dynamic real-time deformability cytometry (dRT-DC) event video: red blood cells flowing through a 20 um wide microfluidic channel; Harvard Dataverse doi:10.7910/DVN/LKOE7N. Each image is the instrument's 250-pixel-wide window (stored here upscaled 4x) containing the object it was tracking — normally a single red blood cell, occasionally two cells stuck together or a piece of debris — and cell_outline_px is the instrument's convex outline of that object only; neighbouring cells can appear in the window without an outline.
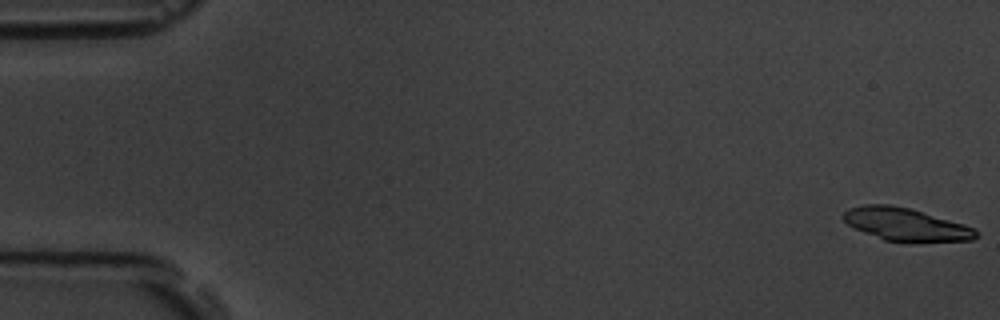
{"species": "common noctule bat (a hibernating species)", "species_latin": "Nyctalus noctula", "temperature_condition": "room temperature", "stored_images_in_passage": 8, "camera_frame_rate_fps": 3000, "um_per_image_px": 0.085, "animal": {"sex": "male", "body_mass_g": 19.5, "forearm_length_mm": 54.6}, "frame": {"image": 1, "passage_image": 1, "time_ms": 0.0, "image_size_px": [1000, 320], "cell_outline_px": [[980, 236], [972, 240], [912, 244], [884, 240], [864, 232], [848, 224], [840, 216], [848, 208], [864, 204], [888, 204], [912, 208], [964, 224], [976, 228], [980, 232]], "centroid_in_image_um": [77.06, 19.1], "position_along_channel_um": 7.9, "area_um2": 26.24}}
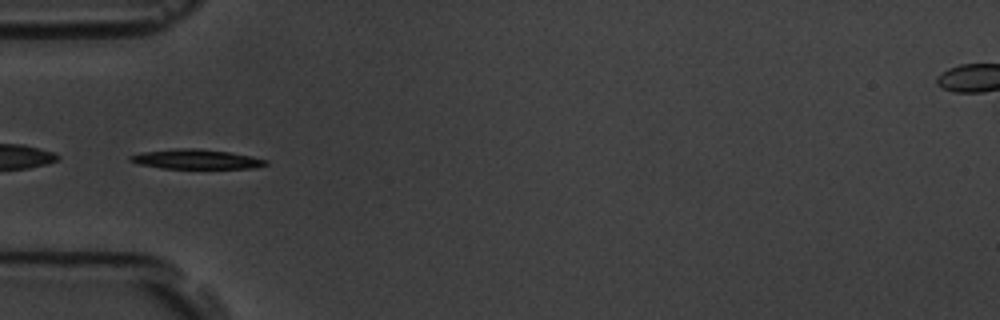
{"frame": {"image": 2, "passage_image": 6, "time_ms": 6.0, "image_size_px": [1000, 320], "cell_outline_px": [[268, 164], [256, 168], [160, 168], [140, 164], [128, 160], [128, 156], [140, 152], [176, 148], [200, 148], [228, 152], [252, 156], [268, 160]], "centroid_in_image_um": [16.66, 13.52], "position_along_channel_um": 68.3, "area_um2": 15.61}}
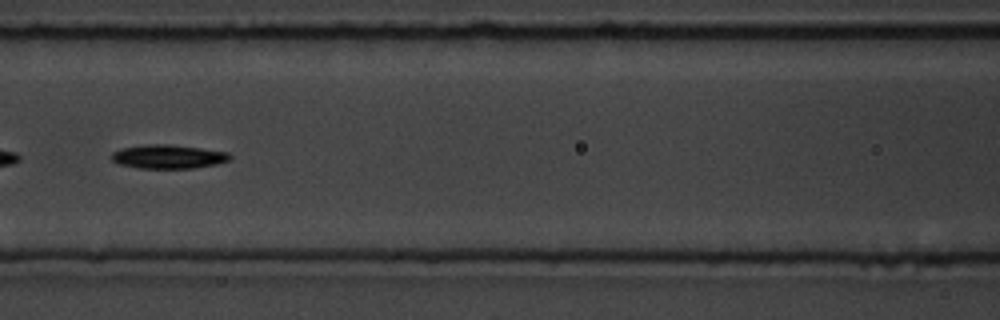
{"frame": {"image": 3, "passage_image": 8, "time_ms": 8.333, "image_size_px": [1000, 320], "cell_outline_px": [[232, 156], [228, 160], [216, 164], [192, 168], [140, 168], [120, 164], [112, 160], [112, 152], [120, 148], [148, 144], [168, 144], [200, 148], [228, 152]], "centroid_in_image_um": [14.29, 13.31], "position_along_channel_um": 152.3, "area_um2": 16.3}}